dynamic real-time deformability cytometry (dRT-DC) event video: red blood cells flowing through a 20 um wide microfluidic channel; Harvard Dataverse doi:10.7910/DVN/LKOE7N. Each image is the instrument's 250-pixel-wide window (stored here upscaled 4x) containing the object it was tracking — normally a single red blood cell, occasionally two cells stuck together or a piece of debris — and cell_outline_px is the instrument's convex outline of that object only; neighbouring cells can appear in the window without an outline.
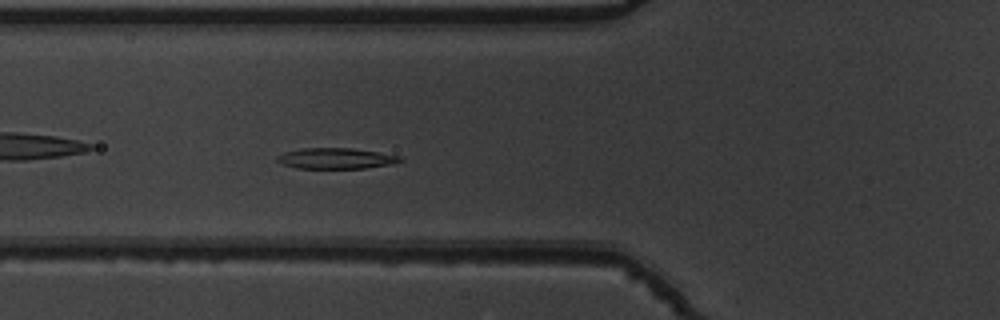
{"species": "common noctule bat (a hibernating species)", "species_latin": "Nyctalus noctula", "temperature_condition": "warm", "stored_images_in_passage": 50, "camera_frame_rate_fps": 3000, "um_per_image_px": 0.085, "animal": {"sex": "male", "body_mass_g": 19.5, "forearm_length_mm": 54.6}, "frame": {"image": 1, "passage_image": 17, "time_ms": 5.333, "image_size_px": [1000, 320], "cell_outline_px": [[404, 160], [392, 164], [364, 168], [296, 168], [284, 164], [276, 160], [276, 156], [284, 152], [300, 148], [352, 148], [380, 152], [400, 156]], "centroid_in_image_um": [28.56, 13.45], "position_along_channel_um": 97.2, "area_um2": 14.91}}
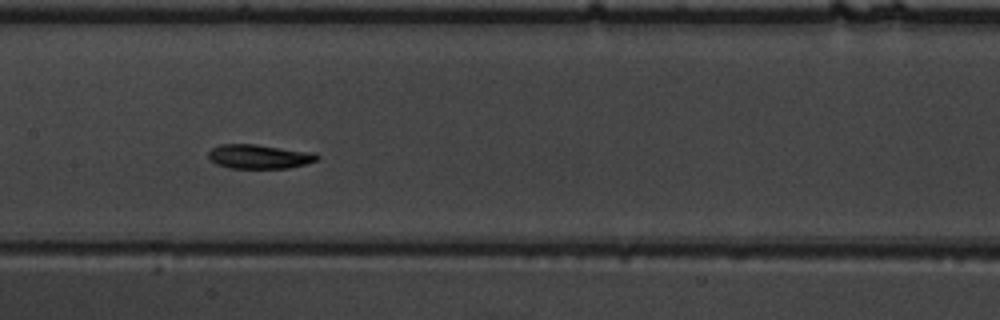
{"frame": {"image": 2, "passage_image": 24, "time_ms": 7.667, "image_size_px": [1000, 320], "cell_outline_px": [[320, 156], [316, 160], [304, 164], [288, 168], [228, 168], [216, 164], [208, 156], [208, 152], [212, 148], [220, 144], [256, 144], [316, 152]], "centroid_in_image_um": [22.04, 13.3], "position_along_channel_um": 185.4, "area_um2": 15.43}}
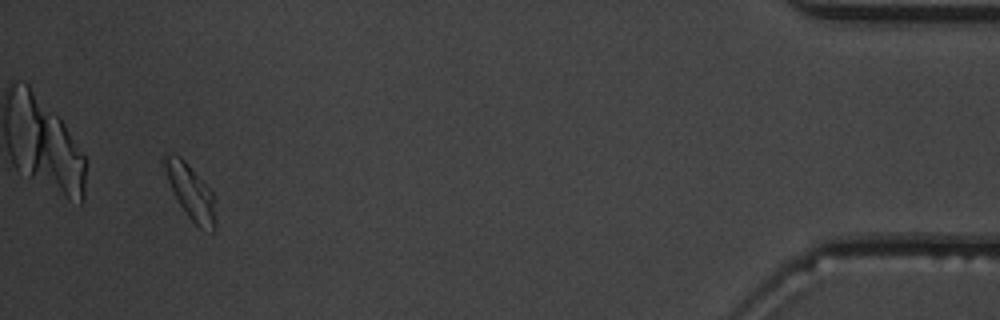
{"frame": {"image": 3, "passage_image": 48, "time_ms": 15.667, "image_size_px": [1000, 320], "cell_outline_px": [[216, 232], [212, 232], [200, 228], [188, 216], [180, 204], [168, 180], [160, 160], [164, 152], [180, 156], [184, 160], [212, 192], [216, 200]], "centroid_in_image_um": [16.22, 16.31], "position_along_channel_um": 419.0, "area_um2": 16.36}, "authors_computed_cell_mechanics": {"area_um2": 15.4904, "velocity_mm_per_s": 3.774, "shape_relaxation_time_tau1_ms": 3.3352, "shape_relaxation_time_tau2_ms": 2.5269, "deformation_change_tau1": 0.1484, "deformation_change_tau2": 0.0698}}